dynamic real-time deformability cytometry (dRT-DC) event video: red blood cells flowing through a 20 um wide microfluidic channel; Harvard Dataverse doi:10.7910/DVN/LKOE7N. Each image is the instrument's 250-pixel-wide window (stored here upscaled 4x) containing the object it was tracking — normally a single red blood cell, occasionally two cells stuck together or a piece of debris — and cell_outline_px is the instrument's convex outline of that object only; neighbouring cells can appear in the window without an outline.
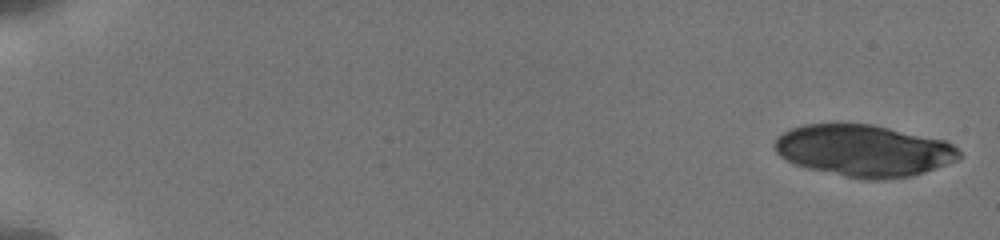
{"species": "human", "species_latin": "Homo sapiens", "temperature_condition": "cold", "stored_images_in_passage": 9, "camera_frame_rate_fps": 3000, "um_per_image_px": 0.085, "donor": {"sex": "male"}, "frame": {"image": 1, "passage_image": 1, "time_ms": 0.0, "image_size_px": [1000, 240], "cell_outline_px": [[964, 156], [960, 160], [912, 176], [884, 180], [868, 180], [844, 176], [808, 168], [796, 164], [780, 156], [776, 152], [772, 144], [776, 136], [792, 128], [804, 124], [872, 124], [948, 140]], "centroid_in_image_um": [73.46, 12.8], "position_along_channel_um": 11.5, "area_um2": 56.12}}
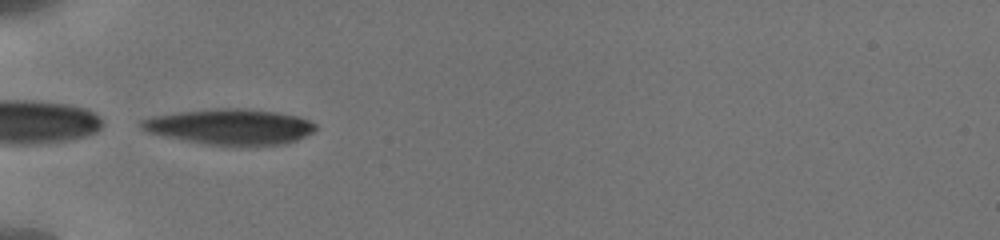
{"frame": {"image": 2, "passage_image": 8, "time_ms": 6.333, "image_size_px": [1000, 240], "cell_outline_px": [[316, 128], [312, 132], [296, 140], [284, 144], [208, 144], [148, 132], [140, 128], [140, 120], [152, 116], [176, 112], [212, 108], [240, 108], [280, 112], [300, 116], [316, 124]], "centroid_in_image_um": [19.57, 10.73], "position_along_channel_um": 65.4, "area_um2": 35.6}}
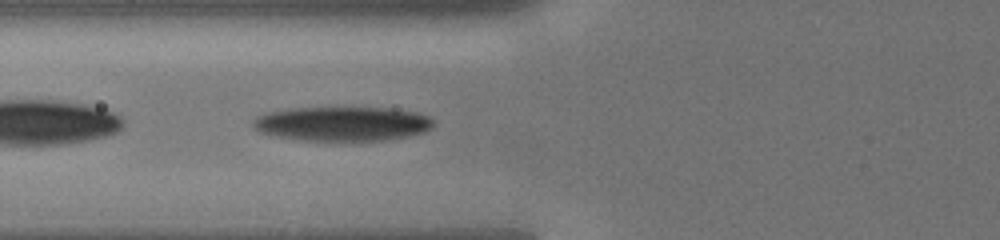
{"frame": {"image": 3, "passage_image": 9, "time_ms": 7.333, "image_size_px": [1000, 240], "cell_outline_px": [[432, 128], [424, 132], [408, 136], [384, 140], [296, 140], [272, 136], [260, 132], [252, 128], [252, 120], [256, 116], [264, 112], [292, 108], [392, 108], [416, 112], [428, 116], [432, 120]], "centroid_in_image_um": [29.03, 10.52], "position_along_channel_um": 96.8, "area_um2": 36.36}}